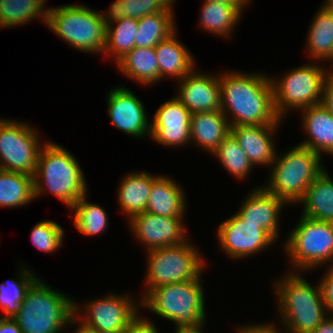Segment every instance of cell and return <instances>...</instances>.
Returning a JSON list of instances; mask_svg holds the SVG:
<instances>
[{
    "instance_id": "1",
    "label": "cell",
    "mask_w": 333,
    "mask_h": 333,
    "mask_svg": "<svg viewBox=\"0 0 333 333\" xmlns=\"http://www.w3.org/2000/svg\"><path fill=\"white\" fill-rule=\"evenodd\" d=\"M231 71L219 73L221 110L229 125L281 124L275 110L269 74Z\"/></svg>"
},
{
    "instance_id": "2",
    "label": "cell",
    "mask_w": 333,
    "mask_h": 333,
    "mask_svg": "<svg viewBox=\"0 0 333 333\" xmlns=\"http://www.w3.org/2000/svg\"><path fill=\"white\" fill-rule=\"evenodd\" d=\"M302 275L288 271L272 283L278 322L286 333H312L329 315L319 281L314 286Z\"/></svg>"
},
{
    "instance_id": "3",
    "label": "cell",
    "mask_w": 333,
    "mask_h": 333,
    "mask_svg": "<svg viewBox=\"0 0 333 333\" xmlns=\"http://www.w3.org/2000/svg\"><path fill=\"white\" fill-rule=\"evenodd\" d=\"M84 171L79 161L62 144L47 141L42 147L34 179L35 199L51 194L69 209L88 193Z\"/></svg>"
},
{
    "instance_id": "4",
    "label": "cell",
    "mask_w": 333,
    "mask_h": 333,
    "mask_svg": "<svg viewBox=\"0 0 333 333\" xmlns=\"http://www.w3.org/2000/svg\"><path fill=\"white\" fill-rule=\"evenodd\" d=\"M203 274L191 281L151 289L141 299V310L173 322L175 330L206 327Z\"/></svg>"
},
{
    "instance_id": "5",
    "label": "cell",
    "mask_w": 333,
    "mask_h": 333,
    "mask_svg": "<svg viewBox=\"0 0 333 333\" xmlns=\"http://www.w3.org/2000/svg\"><path fill=\"white\" fill-rule=\"evenodd\" d=\"M38 278L12 318L22 333H61L74 317V299Z\"/></svg>"
},
{
    "instance_id": "6",
    "label": "cell",
    "mask_w": 333,
    "mask_h": 333,
    "mask_svg": "<svg viewBox=\"0 0 333 333\" xmlns=\"http://www.w3.org/2000/svg\"><path fill=\"white\" fill-rule=\"evenodd\" d=\"M321 160L319 154L300 144L289 148L284 154L279 155L277 151L270 166L267 183L264 182L262 186L293 207L325 169Z\"/></svg>"
},
{
    "instance_id": "7",
    "label": "cell",
    "mask_w": 333,
    "mask_h": 333,
    "mask_svg": "<svg viewBox=\"0 0 333 333\" xmlns=\"http://www.w3.org/2000/svg\"><path fill=\"white\" fill-rule=\"evenodd\" d=\"M46 26L73 49L103 56L106 24L99 10L87 4L48 7Z\"/></svg>"
},
{
    "instance_id": "8",
    "label": "cell",
    "mask_w": 333,
    "mask_h": 333,
    "mask_svg": "<svg viewBox=\"0 0 333 333\" xmlns=\"http://www.w3.org/2000/svg\"><path fill=\"white\" fill-rule=\"evenodd\" d=\"M295 225L282 245L292 264L289 271L305 273L333 266V223L301 215Z\"/></svg>"
},
{
    "instance_id": "9",
    "label": "cell",
    "mask_w": 333,
    "mask_h": 333,
    "mask_svg": "<svg viewBox=\"0 0 333 333\" xmlns=\"http://www.w3.org/2000/svg\"><path fill=\"white\" fill-rule=\"evenodd\" d=\"M200 251L190 239L178 245L146 251L147 271L142 280L145 287L140 299L159 286L197 279L208 267Z\"/></svg>"
},
{
    "instance_id": "10",
    "label": "cell",
    "mask_w": 333,
    "mask_h": 333,
    "mask_svg": "<svg viewBox=\"0 0 333 333\" xmlns=\"http://www.w3.org/2000/svg\"><path fill=\"white\" fill-rule=\"evenodd\" d=\"M325 67L323 63L310 61L290 68L280 77L270 75L275 110L280 119L284 120L291 110L299 112L322 103L325 79L331 71V67Z\"/></svg>"
},
{
    "instance_id": "11",
    "label": "cell",
    "mask_w": 333,
    "mask_h": 333,
    "mask_svg": "<svg viewBox=\"0 0 333 333\" xmlns=\"http://www.w3.org/2000/svg\"><path fill=\"white\" fill-rule=\"evenodd\" d=\"M23 121L0 118V169L34 176L47 141H40V131Z\"/></svg>"
},
{
    "instance_id": "12",
    "label": "cell",
    "mask_w": 333,
    "mask_h": 333,
    "mask_svg": "<svg viewBox=\"0 0 333 333\" xmlns=\"http://www.w3.org/2000/svg\"><path fill=\"white\" fill-rule=\"evenodd\" d=\"M140 309L141 299L128 293L106 292L82 305L74 300V317L94 331L125 332Z\"/></svg>"
},
{
    "instance_id": "13",
    "label": "cell",
    "mask_w": 333,
    "mask_h": 333,
    "mask_svg": "<svg viewBox=\"0 0 333 333\" xmlns=\"http://www.w3.org/2000/svg\"><path fill=\"white\" fill-rule=\"evenodd\" d=\"M216 230L222 253L236 261L256 256L277 243L265 230L244 222L237 213L222 221Z\"/></svg>"
},
{
    "instance_id": "14",
    "label": "cell",
    "mask_w": 333,
    "mask_h": 333,
    "mask_svg": "<svg viewBox=\"0 0 333 333\" xmlns=\"http://www.w3.org/2000/svg\"><path fill=\"white\" fill-rule=\"evenodd\" d=\"M184 217H167L142 212L132 216L127 225L144 251L185 243L189 239Z\"/></svg>"
},
{
    "instance_id": "15",
    "label": "cell",
    "mask_w": 333,
    "mask_h": 333,
    "mask_svg": "<svg viewBox=\"0 0 333 333\" xmlns=\"http://www.w3.org/2000/svg\"><path fill=\"white\" fill-rule=\"evenodd\" d=\"M107 113L112 125L136 139L150 138L151 119L143 102L131 89L115 86L106 95Z\"/></svg>"
},
{
    "instance_id": "16",
    "label": "cell",
    "mask_w": 333,
    "mask_h": 333,
    "mask_svg": "<svg viewBox=\"0 0 333 333\" xmlns=\"http://www.w3.org/2000/svg\"><path fill=\"white\" fill-rule=\"evenodd\" d=\"M191 115L175 96L164 101L151 118L150 139L165 148L189 145Z\"/></svg>"
},
{
    "instance_id": "17",
    "label": "cell",
    "mask_w": 333,
    "mask_h": 333,
    "mask_svg": "<svg viewBox=\"0 0 333 333\" xmlns=\"http://www.w3.org/2000/svg\"><path fill=\"white\" fill-rule=\"evenodd\" d=\"M196 68L177 82L175 97L191 114L221 110L219 73L214 75Z\"/></svg>"
},
{
    "instance_id": "18",
    "label": "cell",
    "mask_w": 333,
    "mask_h": 333,
    "mask_svg": "<svg viewBox=\"0 0 333 333\" xmlns=\"http://www.w3.org/2000/svg\"><path fill=\"white\" fill-rule=\"evenodd\" d=\"M236 212L247 223L258 225L276 242L280 236L282 209L289 206L276 195L268 192L261 184L247 193ZM281 213V214H280ZM280 225V226H279Z\"/></svg>"
},
{
    "instance_id": "19",
    "label": "cell",
    "mask_w": 333,
    "mask_h": 333,
    "mask_svg": "<svg viewBox=\"0 0 333 333\" xmlns=\"http://www.w3.org/2000/svg\"><path fill=\"white\" fill-rule=\"evenodd\" d=\"M280 124L265 125H239L231 126L230 132L234 135L241 148L245 151L253 167L271 166L276 148V133Z\"/></svg>"
},
{
    "instance_id": "20",
    "label": "cell",
    "mask_w": 333,
    "mask_h": 333,
    "mask_svg": "<svg viewBox=\"0 0 333 333\" xmlns=\"http://www.w3.org/2000/svg\"><path fill=\"white\" fill-rule=\"evenodd\" d=\"M301 115V127L306 133L305 139L299 144L313 150L321 157L329 155L333 157V115L322 104L303 108Z\"/></svg>"
},
{
    "instance_id": "21",
    "label": "cell",
    "mask_w": 333,
    "mask_h": 333,
    "mask_svg": "<svg viewBox=\"0 0 333 333\" xmlns=\"http://www.w3.org/2000/svg\"><path fill=\"white\" fill-rule=\"evenodd\" d=\"M318 9L309 23L305 51L309 59L327 63V67L329 62L333 69V9L327 3Z\"/></svg>"
},
{
    "instance_id": "22",
    "label": "cell",
    "mask_w": 333,
    "mask_h": 333,
    "mask_svg": "<svg viewBox=\"0 0 333 333\" xmlns=\"http://www.w3.org/2000/svg\"><path fill=\"white\" fill-rule=\"evenodd\" d=\"M177 31L154 47L159 66V82L165 77L175 79L177 82L187 76L197 65L194 55L178 39Z\"/></svg>"
},
{
    "instance_id": "23",
    "label": "cell",
    "mask_w": 333,
    "mask_h": 333,
    "mask_svg": "<svg viewBox=\"0 0 333 333\" xmlns=\"http://www.w3.org/2000/svg\"><path fill=\"white\" fill-rule=\"evenodd\" d=\"M177 183L169 175H159L152 183L145 211L159 216L184 217L187 198L184 188Z\"/></svg>"
},
{
    "instance_id": "24",
    "label": "cell",
    "mask_w": 333,
    "mask_h": 333,
    "mask_svg": "<svg viewBox=\"0 0 333 333\" xmlns=\"http://www.w3.org/2000/svg\"><path fill=\"white\" fill-rule=\"evenodd\" d=\"M159 175H154L148 171L135 170L134 172L129 171L121 179L122 181L118 184L116 198L121 213H124L123 215L127 217L126 221L146 210L152 183Z\"/></svg>"
},
{
    "instance_id": "25",
    "label": "cell",
    "mask_w": 333,
    "mask_h": 333,
    "mask_svg": "<svg viewBox=\"0 0 333 333\" xmlns=\"http://www.w3.org/2000/svg\"><path fill=\"white\" fill-rule=\"evenodd\" d=\"M230 133L228 119L222 110L194 113L190 120V143L212 153Z\"/></svg>"
},
{
    "instance_id": "26",
    "label": "cell",
    "mask_w": 333,
    "mask_h": 333,
    "mask_svg": "<svg viewBox=\"0 0 333 333\" xmlns=\"http://www.w3.org/2000/svg\"><path fill=\"white\" fill-rule=\"evenodd\" d=\"M302 205V216L333 223V179L325 168L308 186Z\"/></svg>"
},
{
    "instance_id": "27",
    "label": "cell",
    "mask_w": 333,
    "mask_h": 333,
    "mask_svg": "<svg viewBox=\"0 0 333 333\" xmlns=\"http://www.w3.org/2000/svg\"><path fill=\"white\" fill-rule=\"evenodd\" d=\"M117 70L144 87L159 83V66L155 48L134 47L117 64Z\"/></svg>"
},
{
    "instance_id": "28",
    "label": "cell",
    "mask_w": 333,
    "mask_h": 333,
    "mask_svg": "<svg viewBox=\"0 0 333 333\" xmlns=\"http://www.w3.org/2000/svg\"><path fill=\"white\" fill-rule=\"evenodd\" d=\"M200 6L199 29L223 39H231L243 14L231 4L204 1Z\"/></svg>"
},
{
    "instance_id": "29",
    "label": "cell",
    "mask_w": 333,
    "mask_h": 333,
    "mask_svg": "<svg viewBox=\"0 0 333 333\" xmlns=\"http://www.w3.org/2000/svg\"><path fill=\"white\" fill-rule=\"evenodd\" d=\"M47 0H0V29H11L32 20L47 23ZM46 6V7H45Z\"/></svg>"
},
{
    "instance_id": "30",
    "label": "cell",
    "mask_w": 333,
    "mask_h": 333,
    "mask_svg": "<svg viewBox=\"0 0 333 333\" xmlns=\"http://www.w3.org/2000/svg\"><path fill=\"white\" fill-rule=\"evenodd\" d=\"M34 200L33 176L0 169V208H18Z\"/></svg>"
},
{
    "instance_id": "31",
    "label": "cell",
    "mask_w": 333,
    "mask_h": 333,
    "mask_svg": "<svg viewBox=\"0 0 333 333\" xmlns=\"http://www.w3.org/2000/svg\"><path fill=\"white\" fill-rule=\"evenodd\" d=\"M17 277L15 279H8L0 284V309L3 312L1 318H13L20 310L22 301L30 286L38 279L36 273L28 269V266L20 262Z\"/></svg>"
},
{
    "instance_id": "32",
    "label": "cell",
    "mask_w": 333,
    "mask_h": 333,
    "mask_svg": "<svg viewBox=\"0 0 333 333\" xmlns=\"http://www.w3.org/2000/svg\"><path fill=\"white\" fill-rule=\"evenodd\" d=\"M175 12H159L143 16L138 20L135 47H155L178 28Z\"/></svg>"
},
{
    "instance_id": "33",
    "label": "cell",
    "mask_w": 333,
    "mask_h": 333,
    "mask_svg": "<svg viewBox=\"0 0 333 333\" xmlns=\"http://www.w3.org/2000/svg\"><path fill=\"white\" fill-rule=\"evenodd\" d=\"M138 20L124 17L106 26V44L103 56L117 64L135 47Z\"/></svg>"
},
{
    "instance_id": "34",
    "label": "cell",
    "mask_w": 333,
    "mask_h": 333,
    "mask_svg": "<svg viewBox=\"0 0 333 333\" xmlns=\"http://www.w3.org/2000/svg\"><path fill=\"white\" fill-rule=\"evenodd\" d=\"M89 192L79 198L69 209L72 211L73 225L80 234L90 237L100 236L108 225L107 211L101 205L88 200Z\"/></svg>"
},
{
    "instance_id": "35",
    "label": "cell",
    "mask_w": 333,
    "mask_h": 333,
    "mask_svg": "<svg viewBox=\"0 0 333 333\" xmlns=\"http://www.w3.org/2000/svg\"><path fill=\"white\" fill-rule=\"evenodd\" d=\"M173 7L171 0H115L106 12L100 13L107 26L124 17L139 20L149 14L173 12Z\"/></svg>"
},
{
    "instance_id": "36",
    "label": "cell",
    "mask_w": 333,
    "mask_h": 333,
    "mask_svg": "<svg viewBox=\"0 0 333 333\" xmlns=\"http://www.w3.org/2000/svg\"><path fill=\"white\" fill-rule=\"evenodd\" d=\"M212 156L221 163L223 168L231 175L230 177L237 180H247L254 171L245 151L231 132L212 153Z\"/></svg>"
},
{
    "instance_id": "37",
    "label": "cell",
    "mask_w": 333,
    "mask_h": 333,
    "mask_svg": "<svg viewBox=\"0 0 333 333\" xmlns=\"http://www.w3.org/2000/svg\"><path fill=\"white\" fill-rule=\"evenodd\" d=\"M33 246L43 253H53L63 247L64 229L53 220L39 221L30 232Z\"/></svg>"
},
{
    "instance_id": "38",
    "label": "cell",
    "mask_w": 333,
    "mask_h": 333,
    "mask_svg": "<svg viewBox=\"0 0 333 333\" xmlns=\"http://www.w3.org/2000/svg\"><path fill=\"white\" fill-rule=\"evenodd\" d=\"M322 297L329 315H333V266L326 267L320 280Z\"/></svg>"
},
{
    "instance_id": "39",
    "label": "cell",
    "mask_w": 333,
    "mask_h": 333,
    "mask_svg": "<svg viewBox=\"0 0 333 333\" xmlns=\"http://www.w3.org/2000/svg\"><path fill=\"white\" fill-rule=\"evenodd\" d=\"M140 311L130 322L124 333H161L150 317L140 315Z\"/></svg>"
},
{
    "instance_id": "40",
    "label": "cell",
    "mask_w": 333,
    "mask_h": 333,
    "mask_svg": "<svg viewBox=\"0 0 333 333\" xmlns=\"http://www.w3.org/2000/svg\"><path fill=\"white\" fill-rule=\"evenodd\" d=\"M277 324V325H276ZM274 322H264V323H251V324H247V325H241V326H236L237 328H235L237 333H285L283 327L281 328L279 325H281V323L279 324Z\"/></svg>"
},
{
    "instance_id": "41",
    "label": "cell",
    "mask_w": 333,
    "mask_h": 333,
    "mask_svg": "<svg viewBox=\"0 0 333 333\" xmlns=\"http://www.w3.org/2000/svg\"><path fill=\"white\" fill-rule=\"evenodd\" d=\"M322 104L333 115V69H331L325 79Z\"/></svg>"
},
{
    "instance_id": "42",
    "label": "cell",
    "mask_w": 333,
    "mask_h": 333,
    "mask_svg": "<svg viewBox=\"0 0 333 333\" xmlns=\"http://www.w3.org/2000/svg\"><path fill=\"white\" fill-rule=\"evenodd\" d=\"M0 330L1 333H22L18 324L12 318L0 317Z\"/></svg>"
},
{
    "instance_id": "43",
    "label": "cell",
    "mask_w": 333,
    "mask_h": 333,
    "mask_svg": "<svg viewBox=\"0 0 333 333\" xmlns=\"http://www.w3.org/2000/svg\"><path fill=\"white\" fill-rule=\"evenodd\" d=\"M312 333H333V315H328Z\"/></svg>"
},
{
    "instance_id": "44",
    "label": "cell",
    "mask_w": 333,
    "mask_h": 333,
    "mask_svg": "<svg viewBox=\"0 0 333 333\" xmlns=\"http://www.w3.org/2000/svg\"><path fill=\"white\" fill-rule=\"evenodd\" d=\"M207 2H216V3H224L234 5L241 13L248 8L249 4L252 0H203Z\"/></svg>"
},
{
    "instance_id": "45",
    "label": "cell",
    "mask_w": 333,
    "mask_h": 333,
    "mask_svg": "<svg viewBox=\"0 0 333 333\" xmlns=\"http://www.w3.org/2000/svg\"><path fill=\"white\" fill-rule=\"evenodd\" d=\"M69 326H75L74 327V331H72L71 333H96V331H94L93 329L91 328H88L86 326H84L80 321H78L75 317H73L69 323H68Z\"/></svg>"
},
{
    "instance_id": "46",
    "label": "cell",
    "mask_w": 333,
    "mask_h": 333,
    "mask_svg": "<svg viewBox=\"0 0 333 333\" xmlns=\"http://www.w3.org/2000/svg\"><path fill=\"white\" fill-rule=\"evenodd\" d=\"M204 327L197 329H178L174 330L175 333H204Z\"/></svg>"
},
{
    "instance_id": "47",
    "label": "cell",
    "mask_w": 333,
    "mask_h": 333,
    "mask_svg": "<svg viewBox=\"0 0 333 333\" xmlns=\"http://www.w3.org/2000/svg\"><path fill=\"white\" fill-rule=\"evenodd\" d=\"M325 3H327L333 9V0H325Z\"/></svg>"
},
{
    "instance_id": "48",
    "label": "cell",
    "mask_w": 333,
    "mask_h": 333,
    "mask_svg": "<svg viewBox=\"0 0 333 333\" xmlns=\"http://www.w3.org/2000/svg\"><path fill=\"white\" fill-rule=\"evenodd\" d=\"M96 333H124V332L96 331Z\"/></svg>"
}]
</instances>
